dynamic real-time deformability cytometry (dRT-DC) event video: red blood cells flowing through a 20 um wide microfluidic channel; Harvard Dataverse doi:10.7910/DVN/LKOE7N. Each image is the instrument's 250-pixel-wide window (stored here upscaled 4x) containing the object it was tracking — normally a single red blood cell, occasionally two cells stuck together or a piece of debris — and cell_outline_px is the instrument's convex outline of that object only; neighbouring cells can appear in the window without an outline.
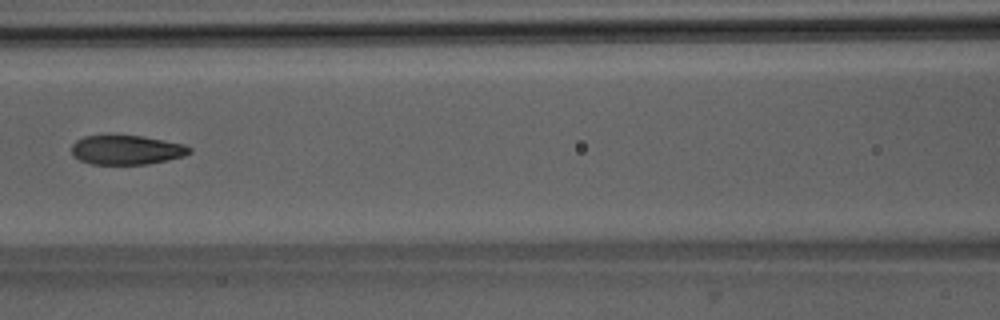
{"species": "Egyptian fruit bat (a non-hibernating species)", "species_latin": "Rousettus aegyptiacus", "temperature_condition": "room temperature", "stored_images_in_passage": 7, "camera_frame_rate_fps": 3000, "um_per_image_px": 0.085, "animal": {"sex": "male"}, "frame": {"image": 1, "passage_image": 6, "time_ms": 6.667, "image_size_px": [1000, 320], "cell_outline_px": [[192, 152], [184, 156], [168, 160], [148, 164], [92, 164], [80, 160], [72, 156], [72, 144], [76, 140], [84, 136], [140, 136], [184, 144], [192, 148]], "centroid_in_image_um": [10.76, 12.75], "position_along_channel_um": 155.8, "area_um2": 20.06}}